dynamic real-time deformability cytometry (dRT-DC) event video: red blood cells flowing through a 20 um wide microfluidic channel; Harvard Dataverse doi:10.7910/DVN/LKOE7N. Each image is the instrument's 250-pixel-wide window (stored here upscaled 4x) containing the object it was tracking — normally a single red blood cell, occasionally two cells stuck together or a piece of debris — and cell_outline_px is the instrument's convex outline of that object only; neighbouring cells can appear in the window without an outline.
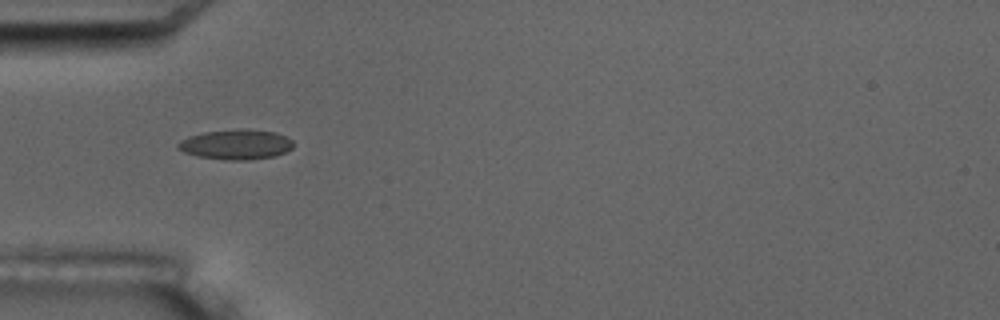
{"species": "common noctule bat (a hibernating species)", "species_latin": "Nyctalus noctula", "temperature_condition": "room temperature", "stored_images_in_passage": 3, "camera_frame_rate_fps": 3000, "um_per_image_px": 0.085, "animal": {"sex": "male", "body_mass_g": 17.5, "forearm_length_mm": 52.3}, "frame": {"image": 1, "passage_image": 2, "time_ms": 1.333, "image_size_px": [1000, 320], "cell_outline_px": [[292, 148], [284, 152], [272, 156], [248, 160], [224, 160], [196, 156], [184, 152], [176, 148], [176, 144], [180, 140], [188, 136], [204, 132], [244, 128], [276, 132], [292, 140]], "centroid_in_image_um": [20.01, 12.27], "position_along_channel_um": 65.0, "area_um2": 20.23}}